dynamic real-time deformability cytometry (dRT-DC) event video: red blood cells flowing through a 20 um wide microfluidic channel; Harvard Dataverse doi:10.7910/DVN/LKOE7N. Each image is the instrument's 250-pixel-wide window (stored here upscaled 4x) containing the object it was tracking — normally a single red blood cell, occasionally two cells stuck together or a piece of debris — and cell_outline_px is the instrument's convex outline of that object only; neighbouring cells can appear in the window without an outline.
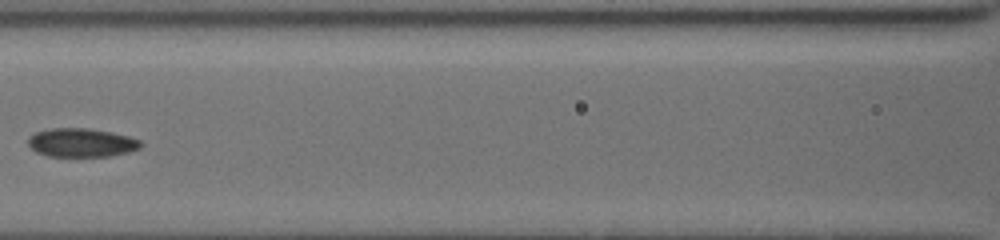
{"species": "common noctule bat (a hibernating species)", "species_latin": "Nyctalus noctula", "temperature_condition": "cold", "stored_images_in_passage": 46, "camera_frame_rate_fps": 3000, "um_per_image_px": 0.085, "animal": {"sex": "female", "body_mass_g": 19.5, "forearm_length_mm": 54.1}, "frame": {"image": 1, "passage_image": 23, "time_ms": 5.667, "image_size_px": [1000, 240], "cell_outline_px": [[140, 148], [128, 152], [108, 156], [48, 156], [36, 152], [28, 144], [28, 140], [36, 132], [52, 128], [88, 128], [112, 132], [128, 136], [140, 140]], "centroid_in_image_um": [6.92, 12.12], "position_along_channel_um": 159.7, "area_um2": 18.61}}
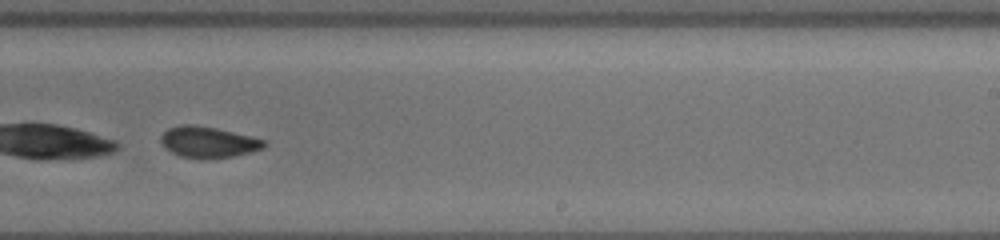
{"frame": {"image": 2, "passage_image": 28, "time_ms": 8.667, "image_size_px": [1000, 240], "cell_outline_px": [[268, 144], [264, 148], [232, 156], [180, 156], [164, 148], [160, 140], [160, 136], [168, 128], [180, 124], [192, 124], [216, 128], [264, 140]], "centroid_in_image_um": [17.65, 12.03], "position_along_channel_um": 271.3, "area_um2": 17.98}}
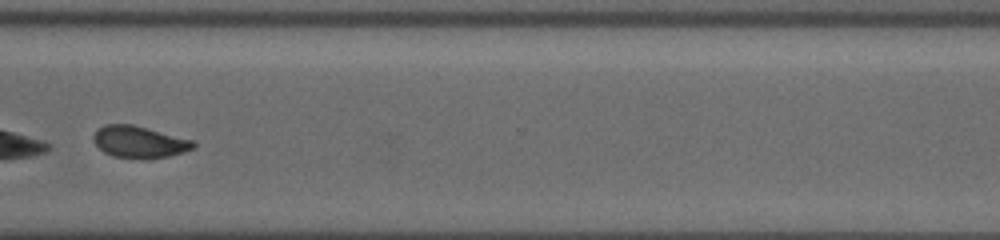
{"frame": {"image": 3, "passage_image": 33, "time_ms": 11.0, "image_size_px": [1000, 240], "cell_outline_px": [[196, 144], [192, 148], [184, 152], [168, 156], [144, 160], [112, 156], [104, 152], [92, 140], [92, 136], [104, 124], [132, 124], [192, 140]], "centroid_in_image_um": [11.81, 12.08], "position_along_channel_um": 358.8, "area_um2": 18.5}}